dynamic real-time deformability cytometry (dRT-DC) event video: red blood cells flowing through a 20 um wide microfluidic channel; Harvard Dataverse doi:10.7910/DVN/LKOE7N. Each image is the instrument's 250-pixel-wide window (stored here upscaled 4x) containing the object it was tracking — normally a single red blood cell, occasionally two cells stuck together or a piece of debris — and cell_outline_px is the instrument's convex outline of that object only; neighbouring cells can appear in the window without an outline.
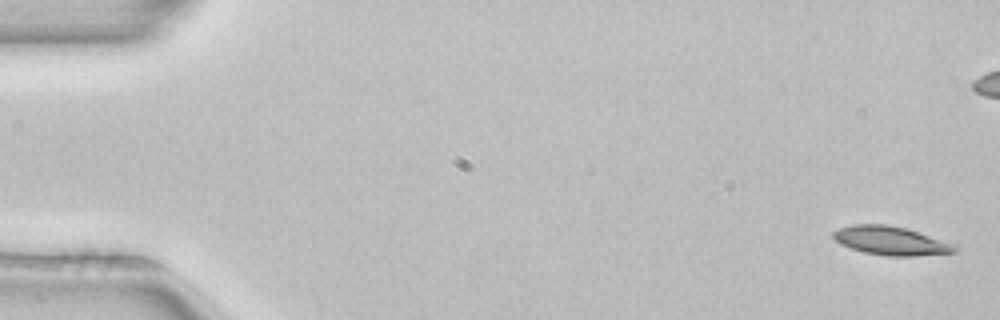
{"species": "common noctule bat (a hibernating species)", "species_latin": "Nyctalus noctula", "temperature_condition": "room temperature", "stored_images_in_passage": 3, "camera_frame_rate_fps": 3000, "um_per_image_px": 0.085, "animal": {"sex": "female", "body_mass_g": 22.7, "forearm_length_mm": 54.2}, "frame": {"image": 1, "passage_image": 1, "time_ms": 0.0, "image_size_px": [1000, 320], "cell_outline_px": [[960, 248], [956, 252], [916, 256], [884, 256], [864, 252], [840, 244], [832, 236], [832, 232], [840, 228], [852, 224], [888, 224], [908, 228], [960, 244]], "centroid_in_image_um": [75.84, 20.46], "position_along_channel_um": 9.2, "area_um2": 20.92}}